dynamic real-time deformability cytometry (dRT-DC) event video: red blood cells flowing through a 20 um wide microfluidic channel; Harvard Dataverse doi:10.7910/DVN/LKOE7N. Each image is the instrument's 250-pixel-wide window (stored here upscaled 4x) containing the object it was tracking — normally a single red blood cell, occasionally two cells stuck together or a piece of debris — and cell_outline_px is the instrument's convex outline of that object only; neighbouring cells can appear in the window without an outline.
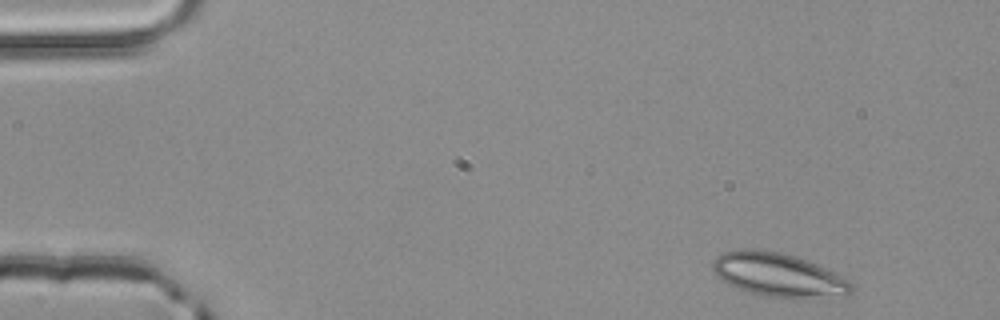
{"species": "common noctule bat (a hibernating species)", "species_latin": "Nyctalus noctula", "temperature_condition": "room temperature", "stored_images_in_passage": 3, "camera_frame_rate_fps": 3000, "um_per_image_px": 0.085, "animal": {"sex": "male", "body_mass_g": 20.4}, "frame": {"image": 1, "passage_image": 1, "time_ms": 0.0, "image_size_px": [1000, 320], "cell_outline_px": [[852, 292], [844, 296], [804, 300], [796, 300], [768, 296], [748, 292], [736, 288], [728, 284], [716, 276], [712, 268], [712, 260], [716, 256], [724, 252], [740, 248], [752, 248], [780, 252], [796, 256], [816, 264], [848, 280], [852, 284]], "centroid_in_image_um": [66.15, 23.39], "position_along_channel_um": 18.9, "area_um2": 35.95}}